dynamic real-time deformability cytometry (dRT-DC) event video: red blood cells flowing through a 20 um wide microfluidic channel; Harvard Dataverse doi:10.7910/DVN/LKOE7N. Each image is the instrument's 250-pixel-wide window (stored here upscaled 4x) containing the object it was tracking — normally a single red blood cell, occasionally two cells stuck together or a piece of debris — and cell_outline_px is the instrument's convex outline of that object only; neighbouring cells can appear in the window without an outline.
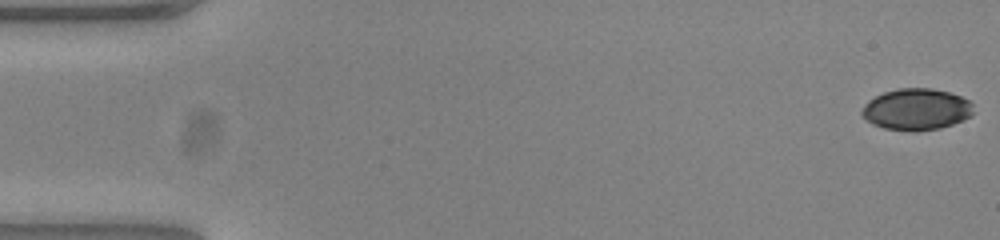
{"species": "common noctule bat (a hibernating species)", "species_latin": "Nyctalus noctula", "temperature_condition": "warm", "stored_images_in_passage": 53, "camera_frame_rate_fps": 3000, "um_per_image_px": 0.085, "animal": {"sex": "female", "body_mass_g": 23.0, "forearm_length_mm": 53.4}, "frame": {"image": 1, "passage_image": 1, "time_ms": 0.0, "image_size_px": [1000, 240], "cell_outline_px": [[972, 116], [964, 120], [940, 128], [916, 132], [912, 132], [884, 128], [872, 124], [860, 116], [860, 112], [864, 104], [868, 100], [884, 92], [900, 88], [932, 88], [948, 92], [960, 96], [968, 100], [972, 104]], "centroid_in_image_um": [77.86, 9.31], "position_along_channel_um": 7.1, "area_um2": 27.22}}
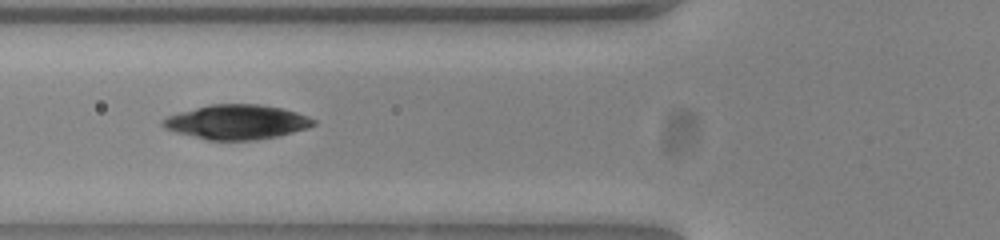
{"frame": {"image": 2, "passage_image": 20, "time_ms": 6.333, "image_size_px": [1000, 240], "cell_outline_px": [[316, 124], [308, 128], [276, 136], [256, 140], [208, 140], [176, 132], [164, 128], [160, 124], [160, 120], [168, 116], [180, 112], [208, 104], [260, 104], [284, 108], [308, 116], [316, 120]], "centroid_in_image_um": [20.13, 10.36], "position_along_channel_um": 105.7, "area_um2": 30.4}}
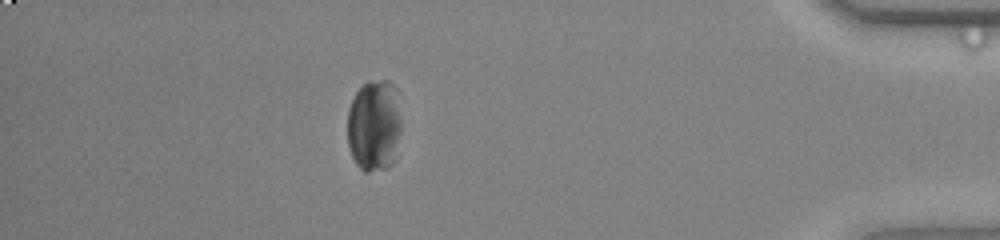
{"frame": {"image": 3, "passage_image": 47, "time_ms": 15.333, "image_size_px": [1000, 240], "cell_outline_px": [[400, 132], [396, 160], [388, 168], [368, 172], [364, 172], [356, 164], [352, 156], [348, 144], [348, 108], [356, 92], [368, 80], [388, 80], [396, 88], [400, 116]], "centroid_in_image_um": [31.82, 10.69], "position_along_channel_um": 403.4, "area_um2": 29.3}, "authors_computed_cell_mechanics": {"area_um2": 29.9982, "velocity_mm_per_s": 3.8281, "shape_relaxation_time_tau1_ms": null, "shape_relaxation_time_tau2_ms": 10.494, "deformation_change_tau1": null, "deformation_change_tau2": 0.1186}}